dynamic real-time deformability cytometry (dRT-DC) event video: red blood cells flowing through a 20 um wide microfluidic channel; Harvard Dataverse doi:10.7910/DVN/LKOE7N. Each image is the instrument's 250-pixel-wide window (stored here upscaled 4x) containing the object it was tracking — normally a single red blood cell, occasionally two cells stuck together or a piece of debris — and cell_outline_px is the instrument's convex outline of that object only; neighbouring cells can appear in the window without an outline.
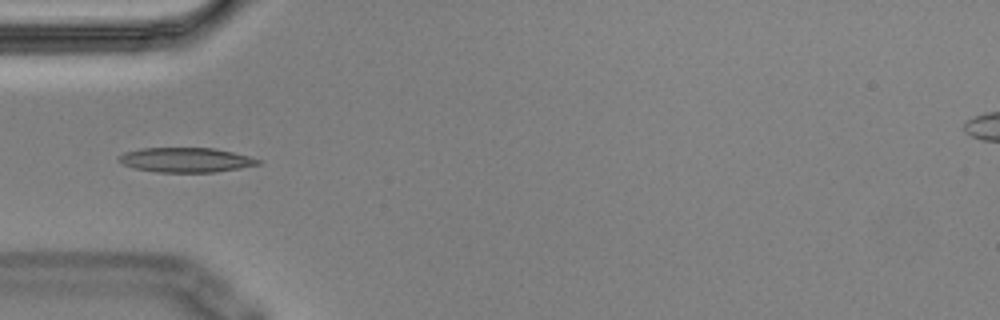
{"species": "Egyptian fruit bat (a non-hibernating species)", "species_latin": "Rousettus aegyptiacus", "temperature_condition": "cold", "stored_images_in_passage": 5, "camera_frame_rate_fps": 3000, "um_per_image_px": 0.085, "animal": {"sex": "male"}, "frame": {"image": 1, "passage_image": 5, "time_ms": 1.333, "image_size_px": [1000, 320], "cell_outline_px": [[260, 164], [240, 168], [216, 172], [156, 172], [132, 168], [116, 160], [116, 156], [124, 152], [140, 148], [212, 148], [232, 152], [248, 156], [260, 160]], "centroid_in_image_um": [15.72, 13.59], "position_along_channel_um": 69.3, "area_um2": 20.06}}